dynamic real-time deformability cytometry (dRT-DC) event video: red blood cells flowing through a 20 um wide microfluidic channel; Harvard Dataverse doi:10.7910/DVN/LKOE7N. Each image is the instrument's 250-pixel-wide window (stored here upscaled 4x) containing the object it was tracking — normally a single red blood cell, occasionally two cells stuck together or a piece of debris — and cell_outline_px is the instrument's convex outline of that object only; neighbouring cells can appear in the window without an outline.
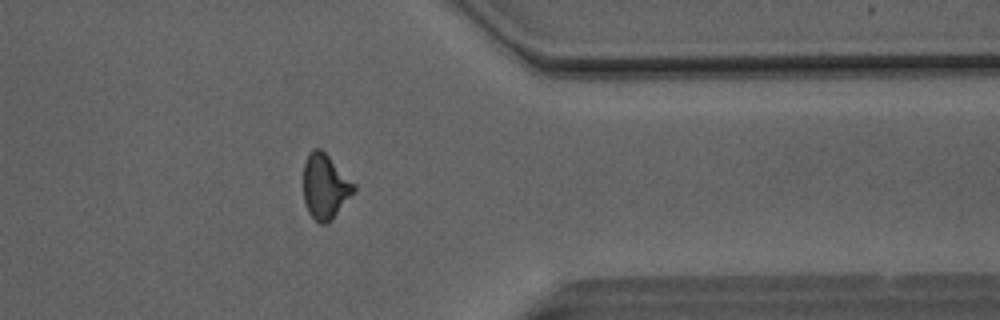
{"species": "Egyptian fruit bat (a non-hibernating species)", "species_latin": "Rousettus aegyptiacus", "temperature_condition": "room temperature", "stored_images_in_passage": 29, "camera_frame_rate_fps": 3000, "um_per_image_px": 0.085, "animal": {"sex": "male"}, "frame": {"image": 1, "passage_image": 25, "time_ms": 8.0, "image_size_px": [1000, 320], "cell_outline_px": [[356, 188], [332, 220], [324, 224], [320, 224], [308, 212], [304, 200], [304, 164], [312, 148], [320, 148], [356, 184]], "centroid_in_image_um": [27.63, 15.86], "position_along_channel_um": 383.8, "area_um2": 18.79}, "authors_computed_cell_mechanics": {"area_um2": 18.9584, "velocity_mm_per_s": 4.1261, "shape_relaxation_time_tau1_ms": 7.439, "shape_relaxation_time_tau2_ms": 1.8205, "deformation_change_tau1": 0.1521, "deformation_change_tau2": 0.0976}}